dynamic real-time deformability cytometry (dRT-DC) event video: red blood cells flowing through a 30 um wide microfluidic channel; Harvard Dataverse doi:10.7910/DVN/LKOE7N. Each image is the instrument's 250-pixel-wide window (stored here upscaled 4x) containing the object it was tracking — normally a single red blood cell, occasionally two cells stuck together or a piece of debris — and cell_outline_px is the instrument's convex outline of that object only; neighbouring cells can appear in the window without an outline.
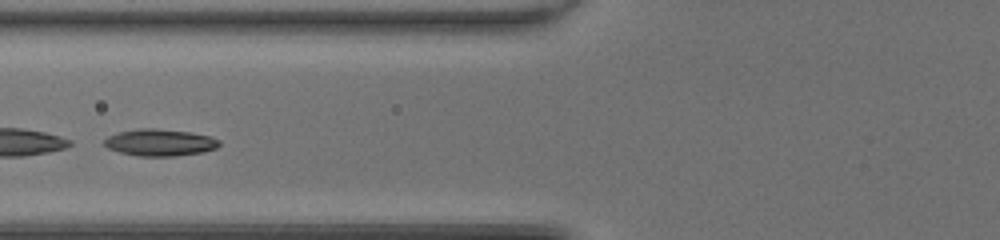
{"species": "common noctule bat (a hibernating species)", "species_latin": "Nyctalus noctula", "temperature_condition": "room temperature", "stored_images_in_passage": 39, "segment_of_instrument_passage": [2, 2], "camera_frame_rate_fps": 3000, "um_per_image_px": 0.085, "animal": {"sex": "female", "body_mass_g": 20.0, "forearm_length_mm": 54.0}, "frame": {"image": 1, "passage_image": 12, "time_ms": 3.667, "image_size_px": [1000, 240], "cell_outline_px": [[220, 144], [216, 148], [200, 152], [176, 156], [140, 156], [120, 152], [108, 148], [104, 144], [104, 140], [108, 136], [120, 132], [140, 128], [156, 128], [192, 132], [212, 136], [220, 140]], "centroid_in_image_um": [13.62, 12.1], "position_along_channel_um": 112.2, "area_um2": 17.98}}
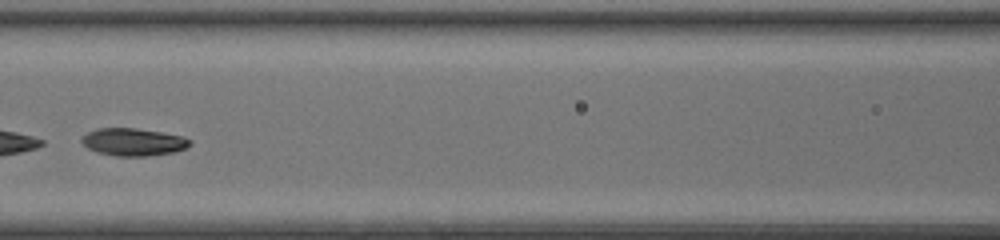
{"frame": {"image": 2, "passage_image": 15, "time_ms": 4.667, "image_size_px": [1000, 240], "cell_outline_px": [[192, 144], [176, 152], [148, 156], [116, 156], [96, 152], [88, 148], [80, 140], [88, 132], [96, 128], [136, 128], [184, 136], [192, 140]], "centroid_in_image_um": [11.36, 12.07], "position_along_channel_um": 155.2, "area_um2": 17.46}}
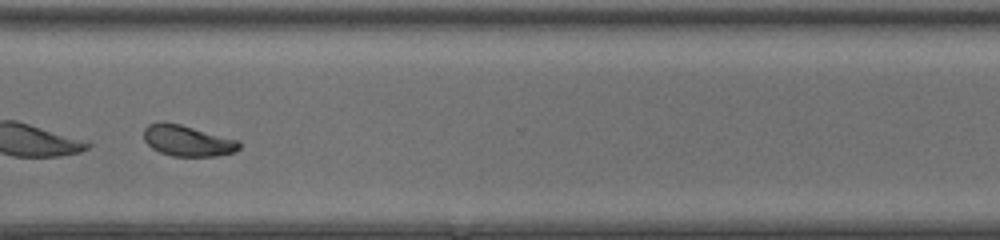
{"frame": {"image": 3, "passage_image": 29, "time_ms": 9.333, "image_size_px": [1000, 240], "cell_outline_px": [[240, 148], [232, 152], [216, 156], [172, 156], [160, 152], [152, 148], [144, 140], [144, 128], [148, 124], [160, 120], [164, 120], [180, 124], [240, 140]], "centroid_in_image_um": [15.91, 11.93], "position_along_channel_um": 354.7, "area_um2": 17.4}}